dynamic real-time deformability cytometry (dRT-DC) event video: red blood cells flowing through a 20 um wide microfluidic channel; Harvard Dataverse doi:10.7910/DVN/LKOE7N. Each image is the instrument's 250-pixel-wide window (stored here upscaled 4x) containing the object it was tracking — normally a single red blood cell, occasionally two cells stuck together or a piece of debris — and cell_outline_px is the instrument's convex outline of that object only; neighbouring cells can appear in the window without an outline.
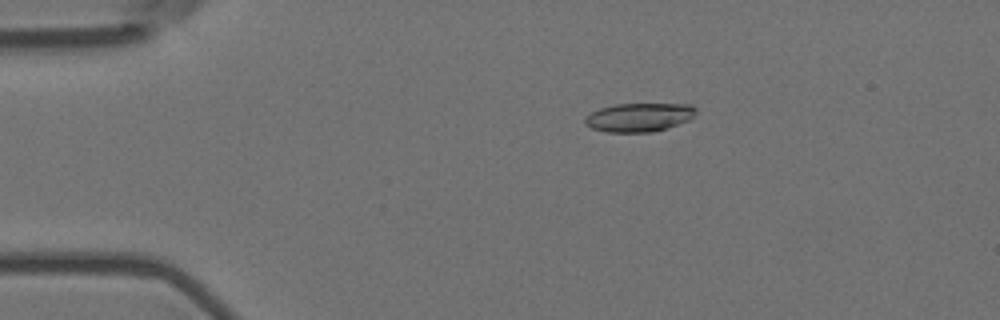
{"species": "Egyptian fruit bat (a non-hibernating species)", "species_latin": "Rousettus aegyptiacus", "temperature_condition": "room temperature", "stored_images_in_passage": 56, "camera_frame_rate_fps": 3000, "um_per_image_px": 0.085, "animal": {"sex": "female"}, "frame": {"image": 1, "passage_image": 11, "time_ms": 3.333, "image_size_px": [1000, 320], "cell_outline_px": [[696, 112], [688, 120], [652, 132], [608, 132], [592, 128], [584, 124], [584, 120], [592, 112], [600, 108], [616, 104], [692, 104], [696, 108]], "centroid_in_image_um": [54.31, 9.96], "position_along_channel_um": 30.7, "area_um2": 18.26}}
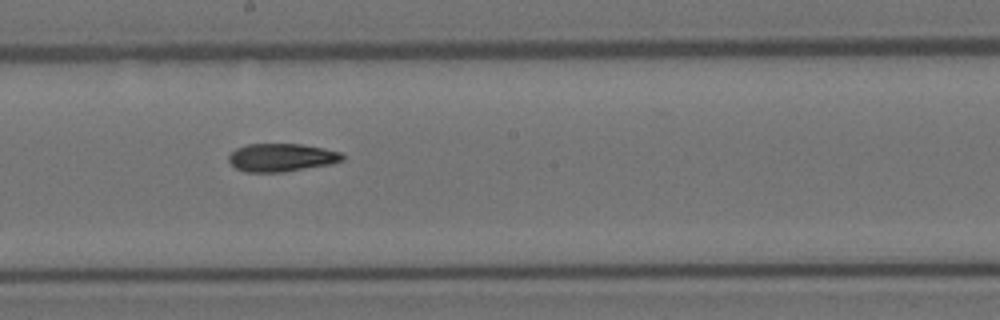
{"frame": {"image": 2, "passage_image": 31, "time_ms": 10.0, "image_size_px": [1000, 320], "cell_outline_px": [[344, 160], [332, 164], [284, 172], [244, 172], [236, 168], [228, 160], [228, 156], [236, 148], [248, 144], [300, 144], [324, 148], [340, 152], [344, 156]], "centroid_in_image_um": [23.94, 13.39], "position_along_channel_um": 224.3, "area_um2": 18.67}}
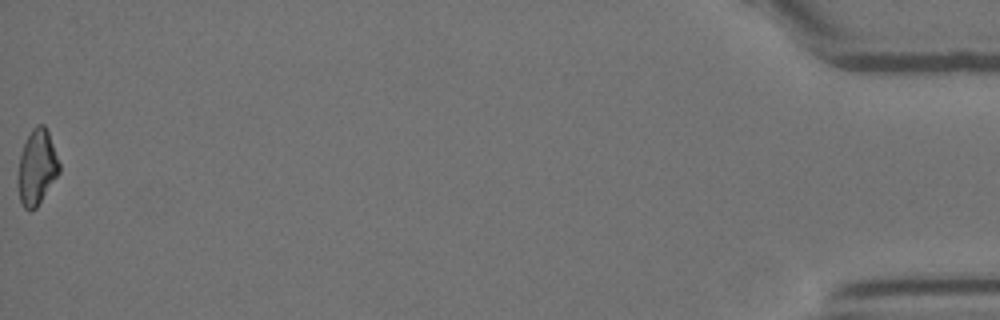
{"frame": {"image": 3, "passage_image": 56, "time_ms": 18.333, "image_size_px": [1000, 320], "cell_outline_px": [[60, 172], [36, 208], [28, 212], [24, 208], [20, 200], [16, 180], [20, 156], [24, 144], [32, 128], [36, 124], [44, 124], [48, 132], [60, 164]], "centroid_in_image_um": [3.12, 14.25], "position_along_channel_um": 432.1, "area_um2": 18.15}, "authors_computed_cell_mechanics": {"area_um2": 18.6405, "velocity_mm_per_s": 3.69, "shape_relaxation_time_tau1_ms": null, "shape_relaxation_time_tau2_ms": 8.1015, "deformation_change_tau1": null, "deformation_change_tau2": 0.1857}}